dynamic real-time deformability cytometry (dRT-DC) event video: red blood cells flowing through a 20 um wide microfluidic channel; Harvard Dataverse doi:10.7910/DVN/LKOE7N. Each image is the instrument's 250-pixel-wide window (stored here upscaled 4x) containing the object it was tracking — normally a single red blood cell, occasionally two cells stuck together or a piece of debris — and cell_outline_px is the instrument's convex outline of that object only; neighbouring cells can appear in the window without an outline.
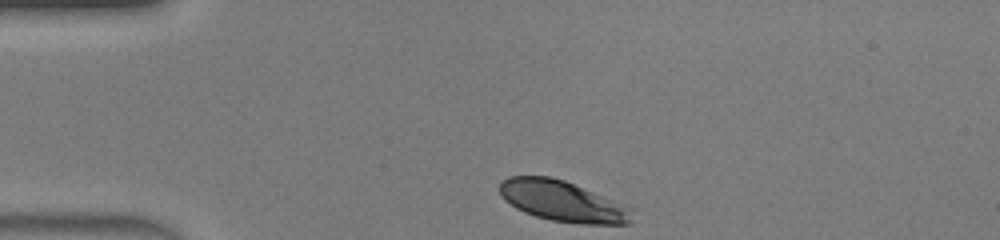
{"species": "human", "species_latin": "Homo sapiens", "temperature_condition": "warm", "stored_images_in_passage": 30, "camera_frame_rate_fps": 3000, "um_per_image_px": 0.085, "donor": {"sex": "male"}, "frame": {"image": 1, "passage_image": 1, "time_ms": 0.0, "image_size_px": [1000, 240], "cell_outline_px": [[632, 220], [628, 224], [580, 224], [552, 220], [536, 216], [524, 212], [516, 208], [504, 200], [500, 196], [500, 180], [508, 176], [548, 176], [564, 180], [632, 208]], "centroid_in_image_um": [47.78, 17.1], "position_along_channel_um": 37.2, "area_um2": 31.27}}
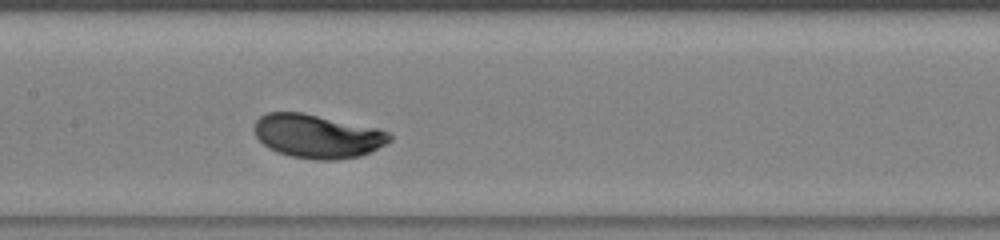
{"frame": {"image": 2, "passage_image": 14, "time_ms": 4.333, "image_size_px": [1000, 240], "cell_outline_px": [[392, 140], [360, 156], [336, 160], [316, 160], [292, 156], [276, 152], [268, 148], [256, 136], [256, 120], [260, 116], [268, 112], [300, 112], [380, 128], [388, 132], [392, 136]], "centroid_in_image_um": [26.99, 11.57], "position_along_channel_um": 180.4, "area_um2": 34.28}}
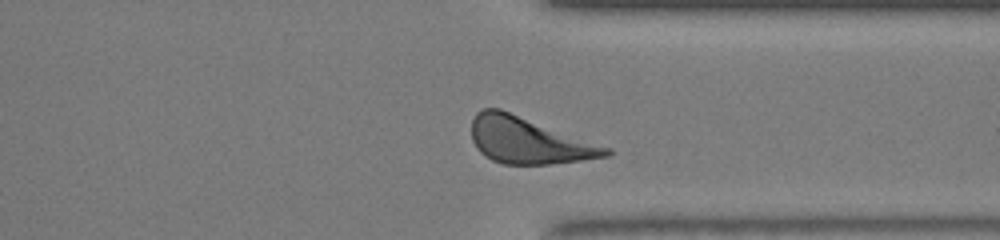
{"frame": {"image": 3, "passage_image": 27, "time_ms": 8.667, "image_size_px": [1000, 240], "cell_outline_px": [[612, 156], [548, 164], [504, 164], [492, 160], [484, 156], [476, 148], [472, 140], [472, 120], [476, 112], [484, 108], [500, 108], [612, 148]], "centroid_in_image_um": [44.94, 11.93], "position_along_channel_um": 366.5, "area_um2": 36.47}, "authors_computed_cell_mechanics": {"area_um2": 33.8997, "velocity_mm_per_s": 4.3018, "shape_relaxation_time_tau1_ms": 1.5724, "shape_relaxation_time_tau2_ms": null, "deformation_change_tau1": 0.1288, "deformation_change_tau2": null}}